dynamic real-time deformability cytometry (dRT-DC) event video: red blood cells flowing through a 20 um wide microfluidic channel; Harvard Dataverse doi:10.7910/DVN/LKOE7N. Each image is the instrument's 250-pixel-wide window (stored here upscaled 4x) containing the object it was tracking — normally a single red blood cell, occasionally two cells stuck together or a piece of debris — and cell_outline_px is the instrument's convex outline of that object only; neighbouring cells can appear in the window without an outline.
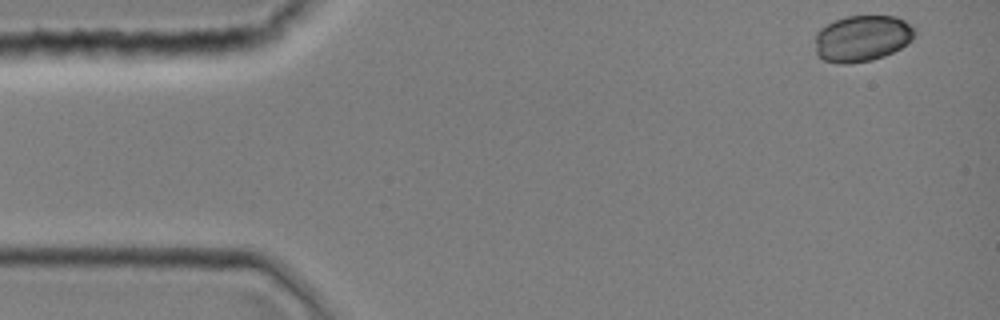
{"species": "common noctule bat (a hibernating species)", "species_latin": "Nyctalus noctula", "temperature_condition": "room temperature", "stored_images_in_passage": 12, "camera_frame_rate_fps": 3000, "um_per_image_px": 0.085, "animal": {"sex": "female", "body_mass_g": 19.0, "forearm_length_mm": 51.5}, "frame": {"image": 1, "passage_image": 1, "time_ms": 0.0, "image_size_px": [1000, 320], "cell_outline_px": [[916, 32], [912, 40], [908, 44], [884, 56], [872, 60], [848, 64], [840, 64], [824, 60], [816, 52], [816, 32], [820, 28], [836, 20], [848, 16], [896, 16], [904, 20], [916, 28]], "centroid_in_image_um": [73.31, 3.26], "position_along_channel_um": 11.7, "area_um2": 26.93}}
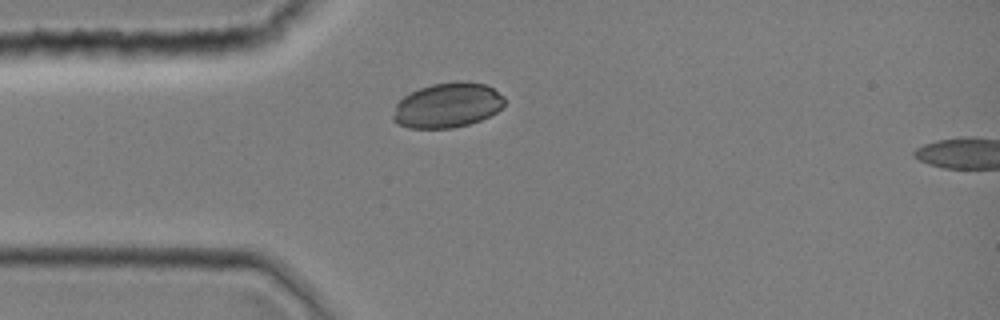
{"frame": {"image": 2, "passage_image": 10, "time_ms": 3.0, "image_size_px": [1000, 320], "cell_outline_px": [[504, 104], [496, 112], [480, 120], [468, 124], [452, 128], [408, 128], [396, 124], [392, 120], [392, 116], [396, 104], [404, 96], [420, 88], [432, 84], [460, 80], [484, 84], [492, 88], [504, 96]], "centroid_in_image_um": [38.01, 8.95], "position_along_channel_um": 47.0, "area_um2": 29.13}}